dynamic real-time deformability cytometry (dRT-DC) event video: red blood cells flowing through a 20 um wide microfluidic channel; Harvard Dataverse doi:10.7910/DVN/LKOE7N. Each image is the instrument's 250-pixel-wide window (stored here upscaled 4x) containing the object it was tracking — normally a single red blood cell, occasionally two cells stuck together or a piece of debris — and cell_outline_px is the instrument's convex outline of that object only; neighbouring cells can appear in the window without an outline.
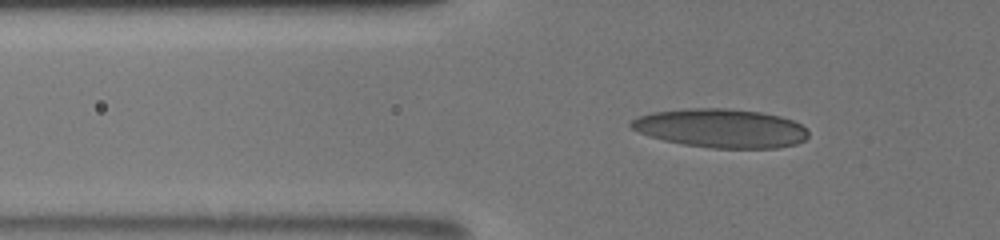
{"species": "human", "species_latin": "Homo sapiens", "temperature_condition": "room temperature", "stored_images_in_passage": 43, "camera_frame_rate_fps": 3000, "um_per_image_px": 0.085, "donor": {"sex": "male"}, "frame": {"image": 1, "passage_image": 3, "time_ms": 1.0, "image_size_px": [1000, 240], "cell_outline_px": [[808, 136], [804, 140], [796, 144], [780, 148], [712, 148], [684, 144], [664, 140], [640, 132], [632, 128], [628, 124], [632, 120], [640, 116], [652, 112], [688, 108], [724, 108], [760, 112], [780, 116], [792, 120], [800, 124], [808, 132]], "centroid_in_image_um": [61.3, 10.9], "position_along_channel_um": 64.5, "area_um2": 39.88}}
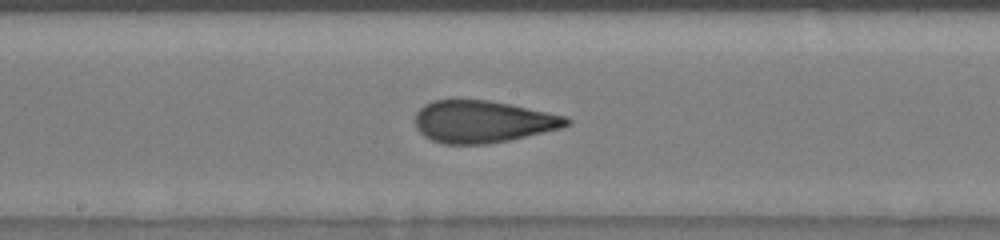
{"frame": {"image": 2, "passage_image": 18, "time_ms": 5.0, "image_size_px": [1000, 240], "cell_outline_px": [[572, 120], [568, 124], [560, 128], [508, 140], [484, 144], [444, 144], [432, 140], [424, 136], [416, 128], [416, 112], [424, 104], [432, 100], [456, 96], [488, 100], [548, 112], [564, 116]], "centroid_in_image_um": [40.95, 10.29], "position_along_channel_um": 207.3, "area_um2": 37.57}}
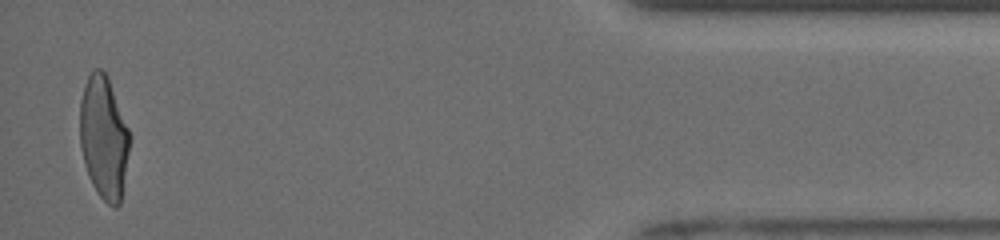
{"frame": {"image": 3, "passage_image": 40, "time_ms": 12.0, "image_size_px": [1000, 240], "cell_outline_px": [[132, 136], [120, 204], [116, 208], [112, 208], [96, 192], [88, 176], [84, 164], [80, 144], [80, 100], [84, 84], [92, 68], [100, 68], [108, 76]], "centroid_in_image_um": [8.83, 11.68], "position_along_channel_um": 426.4, "area_um2": 36.3}, "authors_computed_cell_mechanics": {"area_um2": 36.7608, "velocity_mm_per_s": 3.949, "shape_relaxation_time_tau1_ms": 9.148, "shape_relaxation_time_tau2_ms": 0.8026, "deformation_change_tau1": 0.2684, "deformation_change_tau2": 0.0717}}